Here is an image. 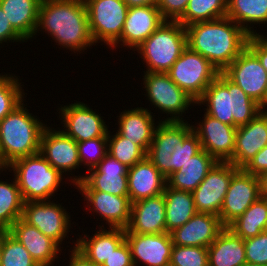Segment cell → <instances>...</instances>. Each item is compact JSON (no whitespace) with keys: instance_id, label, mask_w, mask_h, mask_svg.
<instances>
[{"instance_id":"obj_28","label":"cell","mask_w":267,"mask_h":266,"mask_svg":"<svg viewBox=\"0 0 267 266\" xmlns=\"http://www.w3.org/2000/svg\"><path fill=\"white\" fill-rule=\"evenodd\" d=\"M152 114L143 107L122 111L118 118L117 133L139 145L147 153L157 126Z\"/></svg>"},{"instance_id":"obj_10","label":"cell","mask_w":267,"mask_h":266,"mask_svg":"<svg viewBox=\"0 0 267 266\" xmlns=\"http://www.w3.org/2000/svg\"><path fill=\"white\" fill-rule=\"evenodd\" d=\"M94 43L111 47L122 34L128 12L123 0H84Z\"/></svg>"},{"instance_id":"obj_5","label":"cell","mask_w":267,"mask_h":266,"mask_svg":"<svg viewBox=\"0 0 267 266\" xmlns=\"http://www.w3.org/2000/svg\"><path fill=\"white\" fill-rule=\"evenodd\" d=\"M24 107V103H21L0 121L2 171L15 160L40 151V138L47 125Z\"/></svg>"},{"instance_id":"obj_49","label":"cell","mask_w":267,"mask_h":266,"mask_svg":"<svg viewBox=\"0 0 267 266\" xmlns=\"http://www.w3.org/2000/svg\"><path fill=\"white\" fill-rule=\"evenodd\" d=\"M128 8L138 6L157 5L158 0H123Z\"/></svg>"},{"instance_id":"obj_37","label":"cell","mask_w":267,"mask_h":266,"mask_svg":"<svg viewBox=\"0 0 267 266\" xmlns=\"http://www.w3.org/2000/svg\"><path fill=\"white\" fill-rule=\"evenodd\" d=\"M111 135L108 130V154L124 164L127 168L133 167L146 157V152L137 144L126 139L117 132Z\"/></svg>"},{"instance_id":"obj_54","label":"cell","mask_w":267,"mask_h":266,"mask_svg":"<svg viewBox=\"0 0 267 266\" xmlns=\"http://www.w3.org/2000/svg\"><path fill=\"white\" fill-rule=\"evenodd\" d=\"M242 266H266V265H261V264H253V263H248L245 262Z\"/></svg>"},{"instance_id":"obj_11","label":"cell","mask_w":267,"mask_h":266,"mask_svg":"<svg viewBox=\"0 0 267 266\" xmlns=\"http://www.w3.org/2000/svg\"><path fill=\"white\" fill-rule=\"evenodd\" d=\"M87 172L91 173L70 177L78 191H101L116 196H129L128 168L109 154Z\"/></svg>"},{"instance_id":"obj_2","label":"cell","mask_w":267,"mask_h":266,"mask_svg":"<svg viewBox=\"0 0 267 266\" xmlns=\"http://www.w3.org/2000/svg\"><path fill=\"white\" fill-rule=\"evenodd\" d=\"M187 46L223 72L247 47L249 34L228 17L186 26Z\"/></svg>"},{"instance_id":"obj_40","label":"cell","mask_w":267,"mask_h":266,"mask_svg":"<svg viewBox=\"0 0 267 266\" xmlns=\"http://www.w3.org/2000/svg\"><path fill=\"white\" fill-rule=\"evenodd\" d=\"M80 165L95 168L108 154L107 137H97L77 143Z\"/></svg>"},{"instance_id":"obj_7","label":"cell","mask_w":267,"mask_h":266,"mask_svg":"<svg viewBox=\"0 0 267 266\" xmlns=\"http://www.w3.org/2000/svg\"><path fill=\"white\" fill-rule=\"evenodd\" d=\"M186 48L185 26L164 21L135 51L146 62V72L167 73Z\"/></svg>"},{"instance_id":"obj_17","label":"cell","mask_w":267,"mask_h":266,"mask_svg":"<svg viewBox=\"0 0 267 266\" xmlns=\"http://www.w3.org/2000/svg\"><path fill=\"white\" fill-rule=\"evenodd\" d=\"M204 119L192 125V131L199 138L204 149L217 162H230L235 148L237 128L227 125L204 113Z\"/></svg>"},{"instance_id":"obj_1","label":"cell","mask_w":267,"mask_h":266,"mask_svg":"<svg viewBox=\"0 0 267 266\" xmlns=\"http://www.w3.org/2000/svg\"><path fill=\"white\" fill-rule=\"evenodd\" d=\"M40 29L74 53L94 45L84 0H42L35 36Z\"/></svg>"},{"instance_id":"obj_51","label":"cell","mask_w":267,"mask_h":266,"mask_svg":"<svg viewBox=\"0 0 267 266\" xmlns=\"http://www.w3.org/2000/svg\"><path fill=\"white\" fill-rule=\"evenodd\" d=\"M260 108L262 112H267V93L266 96L264 98V101L260 104ZM266 108V109H265Z\"/></svg>"},{"instance_id":"obj_19","label":"cell","mask_w":267,"mask_h":266,"mask_svg":"<svg viewBox=\"0 0 267 266\" xmlns=\"http://www.w3.org/2000/svg\"><path fill=\"white\" fill-rule=\"evenodd\" d=\"M45 127L40 138L39 153L48 163L58 170L62 175L79 169L77 142L64 134L60 129L57 131Z\"/></svg>"},{"instance_id":"obj_53","label":"cell","mask_w":267,"mask_h":266,"mask_svg":"<svg viewBox=\"0 0 267 266\" xmlns=\"http://www.w3.org/2000/svg\"><path fill=\"white\" fill-rule=\"evenodd\" d=\"M1 252H2V231L0 232V260H1ZM1 266V261H0Z\"/></svg>"},{"instance_id":"obj_52","label":"cell","mask_w":267,"mask_h":266,"mask_svg":"<svg viewBox=\"0 0 267 266\" xmlns=\"http://www.w3.org/2000/svg\"><path fill=\"white\" fill-rule=\"evenodd\" d=\"M258 35V37L267 45V37L266 36H264L263 34L261 35V34H257Z\"/></svg>"},{"instance_id":"obj_44","label":"cell","mask_w":267,"mask_h":266,"mask_svg":"<svg viewBox=\"0 0 267 266\" xmlns=\"http://www.w3.org/2000/svg\"><path fill=\"white\" fill-rule=\"evenodd\" d=\"M102 266H134L131 250L126 240L113 251Z\"/></svg>"},{"instance_id":"obj_42","label":"cell","mask_w":267,"mask_h":266,"mask_svg":"<svg viewBox=\"0 0 267 266\" xmlns=\"http://www.w3.org/2000/svg\"><path fill=\"white\" fill-rule=\"evenodd\" d=\"M245 256L248 263L267 266V230L244 239Z\"/></svg>"},{"instance_id":"obj_50","label":"cell","mask_w":267,"mask_h":266,"mask_svg":"<svg viewBox=\"0 0 267 266\" xmlns=\"http://www.w3.org/2000/svg\"><path fill=\"white\" fill-rule=\"evenodd\" d=\"M260 184L261 197L267 198V172L258 176Z\"/></svg>"},{"instance_id":"obj_45","label":"cell","mask_w":267,"mask_h":266,"mask_svg":"<svg viewBox=\"0 0 267 266\" xmlns=\"http://www.w3.org/2000/svg\"><path fill=\"white\" fill-rule=\"evenodd\" d=\"M8 41L25 42L26 40L11 26L5 12L0 7V44Z\"/></svg>"},{"instance_id":"obj_47","label":"cell","mask_w":267,"mask_h":266,"mask_svg":"<svg viewBox=\"0 0 267 266\" xmlns=\"http://www.w3.org/2000/svg\"><path fill=\"white\" fill-rule=\"evenodd\" d=\"M247 47L258 57L262 66L267 71V45L258 35L249 36Z\"/></svg>"},{"instance_id":"obj_18","label":"cell","mask_w":267,"mask_h":266,"mask_svg":"<svg viewBox=\"0 0 267 266\" xmlns=\"http://www.w3.org/2000/svg\"><path fill=\"white\" fill-rule=\"evenodd\" d=\"M134 266H169L173 242L170 233H125ZM144 265V266H145Z\"/></svg>"},{"instance_id":"obj_30","label":"cell","mask_w":267,"mask_h":266,"mask_svg":"<svg viewBox=\"0 0 267 266\" xmlns=\"http://www.w3.org/2000/svg\"><path fill=\"white\" fill-rule=\"evenodd\" d=\"M216 163L217 161L202 149L181 169L167 178V186L176 190L193 192Z\"/></svg>"},{"instance_id":"obj_38","label":"cell","mask_w":267,"mask_h":266,"mask_svg":"<svg viewBox=\"0 0 267 266\" xmlns=\"http://www.w3.org/2000/svg\"><path fill=\"white\" fill-rule=\"evenodd\" d=\"M1 266H40L28 250L7 231H2Z\"/></svg>"},{"instance_id":"obj_21","label":"cell","mask_w":267,"mask_h":266,"mask_svg":"<svg viewBox=\"0 0 267 266\" xmlns=\"http://www.w3.org/2000/svg\"><path fill=\"white\" fill-rule=\"evenodd\" d=\"M224 228L219 216L197 212L170 235L174 245L208 248Z\"/></svg>"},{"instance_id":"obj_25","label":"cell","mask_w":267,"mask_h":266,"mask_svg":"<svg viewBox=\"0 0 267 266\" xmlns=\"http://www.w3.org/2000/svg\"><path fill=\"white\" fill-rule=\"evenodd\" d=\"M87 201L90 211L95 212L109 228H126L130 221L131 201L129 196H116L101 191H79ZM92 206V208H91Z\"/></svg>"},{"instance_id":"obj_20","label":"cell","mask_w":267,"mask_h":266,"mask_svg":"<svg viewBox=\"0 0 267 266\" xmlns=\"http://www.w3.org/2000/svg\"><path fill=\"white\" fill-rule=\"evenodd\" d=\"M164 21L156 5L131 7L121 37L110 48L116 49L122 43L120 45L135 51Z\"/></svg>"},{"instance_id":"obj_35","label":"cell","mask_w":267,"mask_h":266,"mask_svg":"<svg viewBox=\"0 0 267 266\" xmlns=\"http://www.w3.org/2000/svg\"><path fill=\"white\" fill-rule=\"evenodd\" d=\"M0 180V231H7L22 216L24 200L15 180Z\"/></svg>"},{"instance_id":"obj_27","label":"cell","mask_w":267,"mask_h":266,"mask_svg":"<svg viewBox=\"0 0 267 266\" xmlns=\"http://www.w3.org/2000/svg\"><path fill=\"white\" fill-rule=\"evenodd\" d=\"M91 238L85 234L77 238L76 249L82 253L89 261L97 265L108 259L113 251L125 240L124 228H108L100 226Z\"/></svg>"},{"instance_id":"obj_13","label":"cell","mask_w":267,"mask_h":266,"mask_svg":"<svg viewBox=\"0 0 267 266\" xmlns=\"http://www.w3.org/2000/svg\"><path fill=\"white\" fill-rule=\"evenodd\" d=\"M239 170L230 162H217L192 192L198 213L219 216L232 176Z\"/></svg>"},{"instance_id":"obj_9","label":"cell","mask_w":267,"mask_h":266,"mask_svg":"<svg viewBox=\"0 0 267 266\" xmlns=\"http://www.w3.org/2000/svg\"><path fill=\"white\" fill-rule=\"evenodd\" d=\"M143 85L146 97L162 113L170 114L163 121H185L183 113L196 101L182 90L167 73H155L144 71Z\"/></svg>"},{"instance_id":"obj_48","label":"cell","mask_w":267,"mask_h":266,"mask_svg":"<svg viewBox=\"0 0 267 266\" xmlns=\"http://www.w3.org/2000/svg\"><path fill=\"white\" fill-rule=\"evenodd\" d=\"M70 256V262L68 266H100L89 261L82 253H80L76 246H73V249Z\"/></svg>"},{"instance_id":"obj_8","label":"cell","mask_w":267,"mask_h":266,"mask_svg":"<svg viewBox=\"0 0 267 266\" xmlns=\"http://www.w3.org/2000/svg\"><path fill=\"white\" fill-rule=\"evenodd\" d=\"M219 73L212 63L188 46L167 72L169 77L195 101L203 95Z\"/></svg>"},{"instance_id":"obj_31","label":"cell","mask_w":267,"mask_h":266,"mask_svg":"<svg viewBox=\"0 0 267 266\" xmlns=\"http://www.w3.org/2000/svg\"><path fill=\"white\" fill-rule=\"evenodd\" d=\"M42 0H0L11 26L25 39H32L38 25Z\"/></svg>"},{"instance_id":"obj_22","label":"cell","mask_w":267,"mask_h":266,"mask_svg":"<svg viewBox=\"0 0 267 266\" xmlns=\"http://www.w3.org/2000/svg\"><path fill=\"white\" fill-rule=\"evenodd\" d=\"M267 145V112H260L246 125L237 127L235 148L230 161L243 169L252 158Z\"/></svg>"},{"instance_id":"obj_34","label":"cell","mask_w":267,"mask_h":266,"mask_svg":"<svg viewBox=\"0 0 267 266\" xmlns=\"http://www.w3.org/2000/svg\"><path fill=\"white\" fill-rule=\"evenodd\" d=\"M243 240L259 235L267 230V200L260 197L253 202L245 212L229 226Z\"/></svg>"},{"instance_id":"obj_36","label":"cell","mask_w":267,"mask_h":266,"mask_svg":"<svg viewBox=\"0 0 267 266\" xmlns=\"http://www.w3.org/2000/svg\"><path fill=\"white\" fill-rule=\"evenodd\" d=\"M227 0H189L183 17L178 21L183 26L197 22L213 21L226 17Z\"/></svg>"},{"instance_id":"obj_14","label":"cell","mask_w":267,"mask_h":266,"mask_svg":"<svg viewBox=\"0 0 267 266\" xmlns=\"http://www.w3.org/2000/svg\"><path fill=\"white\" fill-rule=\"evenodd\" d=\"M222 73L258 104L264 101L267 71L248 47Z\"/></svg>"},{"instance_id":"obj_29","label":"cell","mask_w":267,"mask_h":266,"mask_svg":"<svg viewBox=\"0 0 267 266\" xmlns=\"http://www.w3.org/2000/svg\"><path fill=\"white\" fill-rule=\"evenodd\" d=\"M209 266H242L246 261L244 240L225 227L207 248Z\"/></svg>"},{"instance_id":"obj_43","label":"cell","mask_w":267,"mask_h":266,"mask_svg":"<svg viewBox=\"0 0 267 266\" xmlns=\"http://www.w3.org/2000/svg\"><path fill=\"white\" fill-rule=\"evenodd\" d=\"M189 0H158L157 8L165 21H179L187 8Z\"/></svg>"},{"instance_id":"obj_32","label":"cell","mask_w":267,"mask_h":266,"mask_svg":"<svg viewBox=\"0 0 267 266\" xmlns=\"http://www.w3.org/2000/svg\"><path fill=\"white\" fill-rule=\"evenodd\" d=\"M165 199L166 232L184 225L196 213L192 192L176 190L166 185L163 192Z\"/></svg>"},{"instance_id":"obj_16","label":"cell","mask_w":267,"mask_h":266,"mask_svg":"<svg viewBox=\"0 0 267 266\" xmlns=\"http://www.w3.org/2000/svg\"><path fill=\"white\" fill-rule=\"evenodd\" d=\"M261 197L259 178L239 169L230 181L220 210V220L228 227Z\"/></svg>"},{"instance_id":"obj_12","label":"cell","mask_w":267,"mask_h":266,"mask_svg":"<svg viewBox=\"0 0 267 266\" xmlns=\"http://www.w3.org/2000/svg\"><path fill=\"white\" fill-rule=\"evenodd\" d=\"M65 210L62 205L51 200L25 202L21 219L36 227L60 246L71 227L70 216Z\"/></svg>"},{"instance_id":"obj_39","label":"cell","mask_w":267,"mask_h":266,"mask_svg":"<svg viewBox=\"0 0 267 266\" xmlns=\"http://www.w3.org/2000/svg\"><path fill=\"white\" fill-rule=\"evenodd\" d=\"M8 75H0V121L24 102L25 93L19 78Z\"/></svg>"},{"instance_id":"obj_6","label":"cell","mask_w":267,"mask_h":266,"mask_svg":"<svg viewBox=\"0 0 267 266\" xmlns=\"http://www.w3.org/2000/svg\"><path fill=\"white\" fill-rule=\"evenodd\" d=\"M8 168L14 172L24 202L50 201L64 179L40 153L17 159Z\"/></svg>"},{"instance_id":"obj_46","label":"cell","mask_w":267,"mask_h":266,"mask_svg":"<svg viewBox=\"0 0 267 266\" xmlns=\"http://www.w3.org/2000/svg\"><path fill=\"white\" fill-rule=\"evenodd\" d=\"M243 170L257 177L267 172V145L252 158Z\"/></svg>"},{"instance_id":"obj_26","label":"cell","mask_w":267,"mask_h":266,"mask_svg":"<svg viewBox=\"0 0 267 266\" xmlns=\"http://www.w3.org/2000/svg\"><path fill=\"white\" fill-rule=\"evenodd\" d=\"M127 178L131 203L163 194L167 185V179L147 157L128 168Z\"/></svg>"},{"instance_id":"obj_24","label":"cell","mask_w":267,"mask_h":266,"mask_svg":"<svg viewBox=\"0 0 267 266\" xmlns=\"http://www.w3.org/2000/svg\"><path fill=\"white\" fill-rule=\"evenodd\" d=\"M7 232L28 250L40 266H51L59 257L57 255L61 251L60 246L21 218L16 220Z\"/></svg>"},{"instance_id":"obj_15","label":"cell","mask_w":267,"mask_h":266,"mask_svg":"<svg viewBox=\"0 0 267 266\" xmlns=\"http://www.w3.org/2000/svg\"><path fill=\"white\" fill-rule=\"evenodd\" d=\"M58 110L65 129L61 131L77 143L97 137H108V126L101 114L96 113L87 104L74 102Z\"/></svg>"},{"instance_id":"obj_41","label":"cell","mask_w":267,"mask_h":266,"mask_svg":"<svg viewBox=\"0 0 267 266\" xmlns=\"http://www.w3.org/2000/svg\"><path fill=\"white\" fill-rule=\"evenodd\" d=\"M170 266H209L206 247L173 245Z\"/></svg>"},{"instance_id":"obj_33","label":"cell","mask_w":267,"mask_h":266,"mask_svg":"<svg viewBox=\"0 0 267 266\" xmlns=\"http://www.w3.org/2000/svg\"><path fill=\"white\" fill-rule=\"evenodd\" d=\"M226 17L237 23L250 36L257 35L250 25L267 23V0H227Z\"/></svg>"},{"instance_id":"obj_3","label":"cell","mask_w":267,"mask_h":266,"mask_svg":"<svg viewBox=\"0 0 267 266\" xmlns=\"http://www.w3.org/2000/svg\"><path fill=\"white\" fill-rule=\"evenodd\" d=\"M202 150L192 124L187 121H159L146 157L167 179Z\"/></svg>"},{"instance_id":"obj_4","label":"cell","mask_w":267,"mask_h":266,"mask_svg":"<svg viewBox=\"0 0 267 266\" xmlns=\"http://www.w3.org/2000/svg\"><path fill=\"white\" fill-rule=\"evenodd\" d=\"M196 104L200 106L206 104L207 115L236 128L246 125L262 112L260 104L222 72L206 88Z\"/></svg>"},{"instance_id":"obj_23","label":"cell","mask_w":267,"mask_h":266,"mask_svg":"<svg viewBox=\"0 0 267 266\" xmlns=\"http://www.w3.org/2000/svg\"><path fill=\"white\" fill-rule=\"evenodd\" d=\"M165 199L160 194L133 202L125 233L160 234L166 232Z\"/></svg>"}]
</instances>
